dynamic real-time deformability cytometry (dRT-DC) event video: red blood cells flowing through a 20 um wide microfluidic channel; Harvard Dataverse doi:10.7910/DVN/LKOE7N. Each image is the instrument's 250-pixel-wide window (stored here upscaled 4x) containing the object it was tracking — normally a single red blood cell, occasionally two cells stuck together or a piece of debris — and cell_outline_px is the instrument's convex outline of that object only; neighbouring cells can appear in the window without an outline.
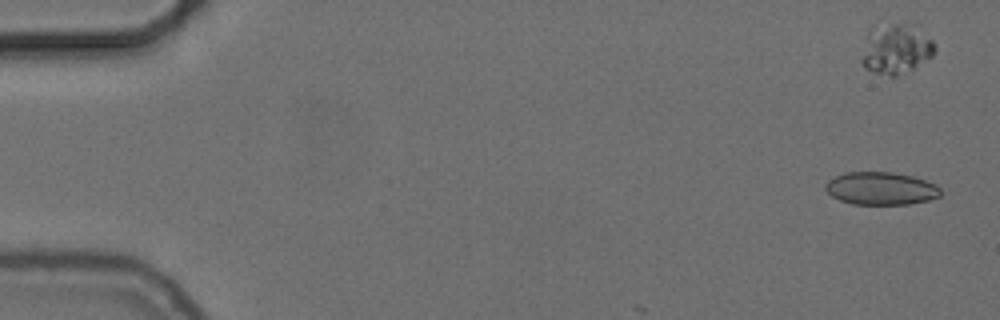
{"species": "common noctule bat (a hibernating species)", "species_latin": "Nyctalus noctula", "temperature_condition": "cold", "stored_images_in_passage": 11, "camera_frame_rate_fps": 3000, "um_per_image_px": 0.085, "animal": {"sex": "female", "body_mass_g": 24.6, "forearm_length_mm": 56.2}, "frame": {"image": 1, "passage_image": 3, "time_ms": 0.667, "image_size_px": [1000, 320], "cell_outline_px": [[940, 196], [928, 200], [908, 204], [852, 204], [840, 200], [832, 196], [824, 188], [824, 184], [828, 180], [844, 172], [892, 172], [912, 176], [936, 184], [940, 188]], "centroid_in_image_um": [74.85, 16.01], "position_along_channel_um": 10.1, "area_um2": 21.96}}